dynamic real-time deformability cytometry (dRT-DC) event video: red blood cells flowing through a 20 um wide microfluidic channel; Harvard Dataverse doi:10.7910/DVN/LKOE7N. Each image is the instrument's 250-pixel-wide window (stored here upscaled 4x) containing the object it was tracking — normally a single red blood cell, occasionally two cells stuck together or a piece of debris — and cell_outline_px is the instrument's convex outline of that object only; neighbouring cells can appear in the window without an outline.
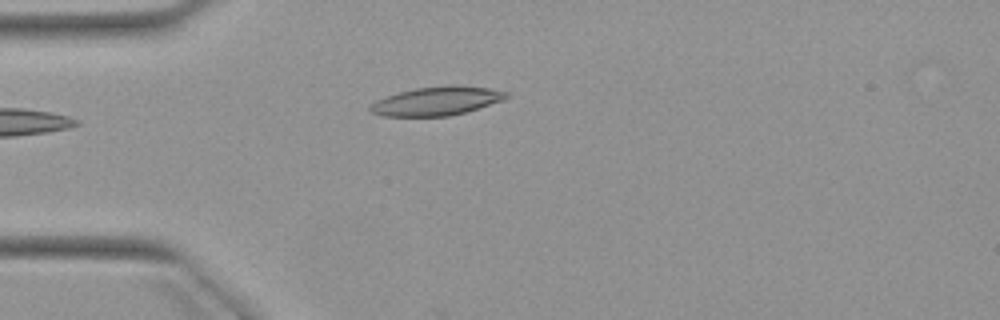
{"species": "Egyptian fruit bat (a non-hibernating species)", "species_latin": "Rousettus aegyptiacus", "temperature_condition": "warm", "stored_images_in_passage": 2, "camera_frame_rate_fps": 3000, "um_per_image_px": 0.085, "animal": {"sex": "female"}, "frame": {"image": 1, "passage_image": 2, "time_ms": 1.0, "image_size_px": [1000, 320], "cell_outline_px": [[508, 96], [504, 100], [464, 112], [448, 116], [380, 116], [368, 112], [368, 104], [376, 100], [400, 92], [416, 88], [452, 84], [488, 88], [508, 92]], "centroid_in_image_um": [37.07, 8.59], "position_along_channel_um": 47.9, "area_um2": 22.83}}